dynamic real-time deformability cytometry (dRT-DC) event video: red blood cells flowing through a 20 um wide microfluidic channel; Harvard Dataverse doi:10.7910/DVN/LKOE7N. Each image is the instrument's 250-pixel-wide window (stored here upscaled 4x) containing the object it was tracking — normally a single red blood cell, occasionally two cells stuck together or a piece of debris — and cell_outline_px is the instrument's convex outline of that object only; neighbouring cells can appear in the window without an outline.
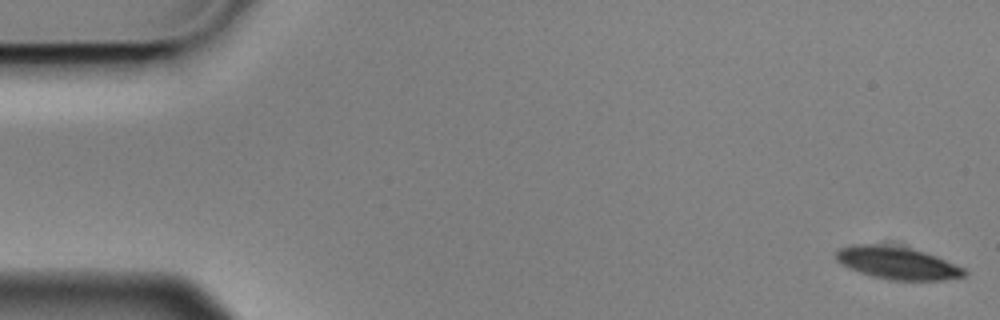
{"species": "Egyptian fruit bat (a non-hibernating species)", "species_latin": "Rousettus aegyptiacus", "temperature_condition": "cold", "stored_images_in_passage": 5, "camera_frame_rate_fps": 3000, "um_per_image_px": 0.085, "animal": {"sex": "male"}, "frame": {"image": 1, "passage_image": 1, "time_ms": 0.0, "image_size_px": [1000, 320], "cell_outline_px": [[968, 272], [964, 276], [944, 280], [888, 280], [872, 276], [848, 268], [840, 264], [836, 260], [836, 248], [852, 244], [876, 244], [912, 248], [936, 256], [964, 268]], "centroid_in_image_um": [76.23, 22.35], "position_along_channel_um": 8.8, "area_um2": 24.39}}
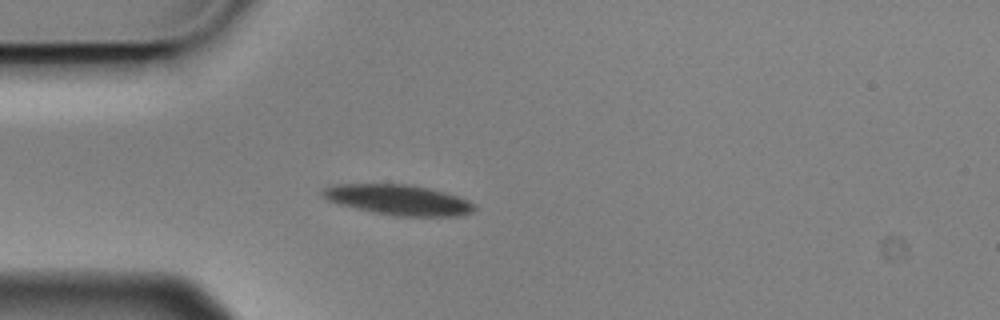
{"frame": {"image": 2, "passage_image": 4, "time_ms": 1.0, "image_size_px": [1000, 320], "cell_outline_px": [[476, 208], [472, 212], [460, 216], [396, 216], [372, 212], [336, 204], [328, 200], [320, 192], [324, 188], [340, 184], [408, 184], [428, 188], [444, 192], [468, 200]], "centroid_in_image_um": [33.84, 16.99], "position_along_channel_um": 51.2, "area_um2": 26.7}}